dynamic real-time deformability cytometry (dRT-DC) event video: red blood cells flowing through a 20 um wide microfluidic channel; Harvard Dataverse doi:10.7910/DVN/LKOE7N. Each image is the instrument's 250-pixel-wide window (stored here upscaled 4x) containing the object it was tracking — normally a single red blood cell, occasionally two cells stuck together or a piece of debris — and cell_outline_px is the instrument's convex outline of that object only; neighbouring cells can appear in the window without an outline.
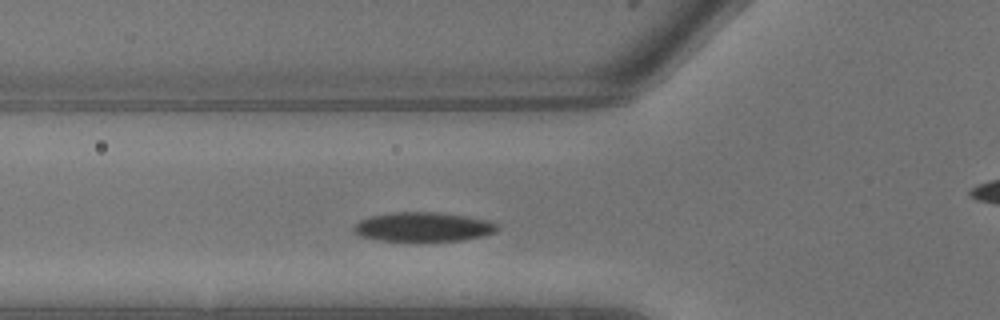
{"species": "common noctule bat (a hibernating species)", "species_latin": "Nyctalus noctula", "temperature_condition": "warm", "stored_images_in_passage": 7, "camera_frame_rate_fps": 3000, "um_per_image_px": 0.085, "animal": {"sex": "male", "body_mass_g": 13.3}, "frame": {"image": 1, "passage_image": 6, "time_ms": 1.667, "image_size_px": [1000, 320], "cell_outline_px": [[500, 228], [496, 232], [464, 240], [380, 240], [360, 236], [352, 228], [360, 220], [372, 216], [396, 212], [440, 212], [488, 220], [500, 224]], "centroid_in_image_um": [36.02, 19.27], "position_along_channel_um": 89.8, "area_um2": 24.16}}